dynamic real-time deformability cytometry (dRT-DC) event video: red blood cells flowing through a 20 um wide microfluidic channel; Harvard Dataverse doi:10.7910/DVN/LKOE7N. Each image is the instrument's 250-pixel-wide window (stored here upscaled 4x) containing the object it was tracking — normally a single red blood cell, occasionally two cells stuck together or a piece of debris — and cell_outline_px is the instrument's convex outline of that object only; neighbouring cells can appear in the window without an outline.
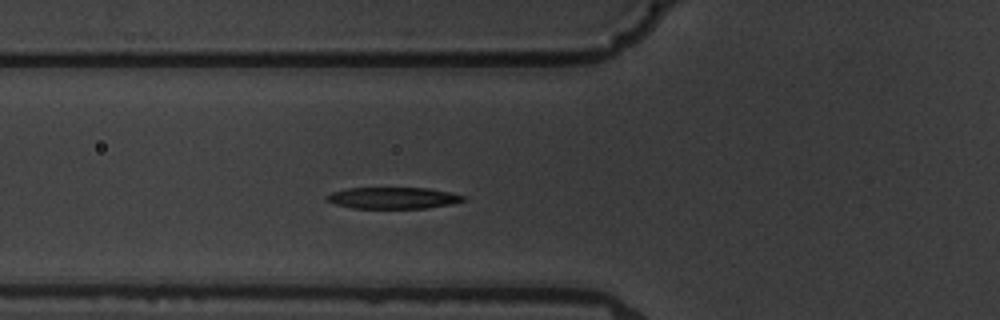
{"species": "common noctule bat (a hibernating species)", "species_latin": "Nyctalus noctula", "temperature_condition": "warm", "stored_images_in_passage": 3, "camera_frame_rate_fps": 3000, "um_per_image_px": 0.085, "animal": {"sex": "male", "body_mass_g": 19.5, "forearm_length_mm": 54.6}, "frame": {"image": 1, "passage_image": 3, "time_ms": 2.333, "image_size_px": [1000, 320], "cell_outline_px": [[468, 200], [452, 204], [428, 208], [352, 208], [336, 204], [324, 200], [324, 196], [332, 192], [348, 188], [428, 188], [468, 196]], "centroid_in_image_um": [33.44, 16.83], "position_along_channel_um": 92.4, "area_um2": 17.28}}